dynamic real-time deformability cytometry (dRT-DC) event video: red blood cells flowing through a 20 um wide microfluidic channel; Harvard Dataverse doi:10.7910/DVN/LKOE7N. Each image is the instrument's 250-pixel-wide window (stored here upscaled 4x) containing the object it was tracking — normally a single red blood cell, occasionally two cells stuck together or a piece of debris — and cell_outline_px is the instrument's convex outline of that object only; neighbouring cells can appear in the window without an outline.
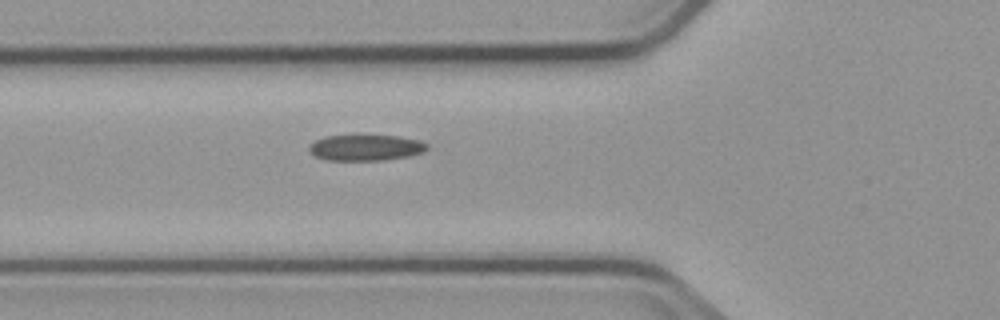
{"species": "common noctule bat (a hibernating species)", "species_latin": "Nyctalus noctula", "temperature_condition": "cold", "stored_images_in_passage": 5, "camera_frame_rate_fps": 3000, "um_per_image_px": 0.085, "animal": {"sex": "male", "body_mass_g": 23.1, "forearm_length_mm": 52.7}, "frame": {"image": 1, "passage_image": 5, "time_ms": 5.667, "image_size_px": [1000, 320], "cell_outline_px": [[428, 148], [424, 152], [408, 156], [384, 160], [328, 160], [316, 156], [308, 152], [308, 144], [324, 136], [356, 132], [360, 132], [400, 136], [420, 140], [428, 144]], "centroid_in_image_um": [31.06, 12.48], "position_along_channel_um": 94.7, "area_um2": 19.02}}